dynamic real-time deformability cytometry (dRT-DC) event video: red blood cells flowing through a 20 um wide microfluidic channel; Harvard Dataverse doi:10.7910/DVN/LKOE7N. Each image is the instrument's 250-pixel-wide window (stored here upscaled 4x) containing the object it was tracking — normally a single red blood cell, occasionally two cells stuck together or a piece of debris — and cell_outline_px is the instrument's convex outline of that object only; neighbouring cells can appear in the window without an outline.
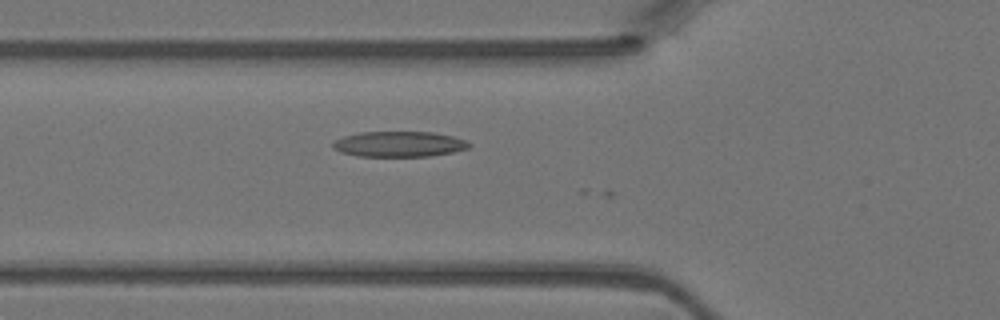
{"species": "Egyptian fruit bat (a non-hibernating species)", "species_latin": "Rousettus aegyptiacus", "temperature_condition": "warm", "stored_images_in_passage": 6, "camera_frame_rate_fps": 3000, "um_per_image_px": 0.085, "animal": {"sex": "female"}, "frame": {"image": 1, "passage_image": 5, "time_ms": 1.333, "image_size_px": [1000, 320], "cell_outline_px": [[472, 144], [468, 148], [452, 152], [428, 156], [356, 156], [340, 152], [332, 148], [332, 144], [336, 140], [344, 136], [360, 132], [432, 132], [452, 136], [468, 140]], "centroid_in_image_um": [33.92, 12.25], "position_along_channel_um": 91.9, "area_um2": 20.23}}